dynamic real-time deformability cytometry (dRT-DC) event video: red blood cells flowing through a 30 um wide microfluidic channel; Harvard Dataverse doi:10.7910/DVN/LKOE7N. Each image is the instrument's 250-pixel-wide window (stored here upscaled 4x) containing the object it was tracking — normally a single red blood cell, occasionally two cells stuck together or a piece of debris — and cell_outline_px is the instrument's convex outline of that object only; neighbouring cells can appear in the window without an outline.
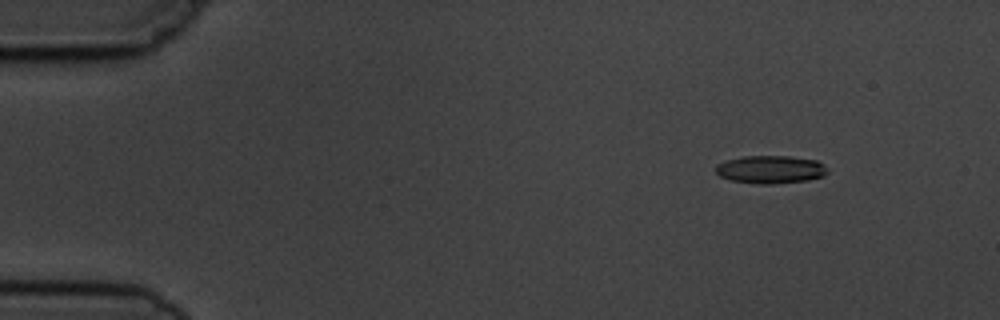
{"species": "common noctule bat (a hibernating species)", "species_latin": "Nyctalus noctula", "temperature_condition": "cold", "stored_images_in_passage": 6, "camera_frame_rate_fps": 3000, "um_per_image_px": 0.085, "animal": {"sex": "male", "body_mass_g": 19.5, "forearm_length_mm": 54.6}, "frame": {"image": 1, "passage_image": 2, "time_ms": 1.333, "image_size_px": [1000, 320], "cell_outline_px": [[828, 172], [824, 176], [808, 180], [772, 184], [760, 184], [732, 180], [720, 176], [716, 172], [716, 164], [728, 160], [744, 156], [788, 156], [816, 160], [824, 164]], "centroid_in_image_um": [65.52, 14.4], "position_along_channel_um": 19.5, "area_um2": 18.09}}
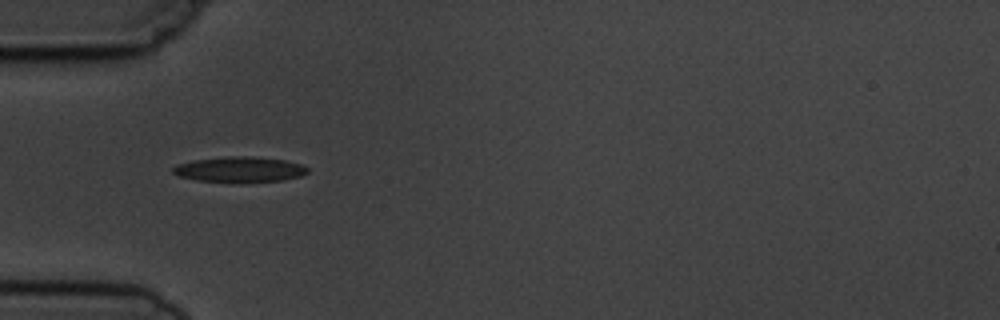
{"frame": {"image": 2, "passage_image": 5, "time_ms": 5.0, "image_size_px": [1000, 320], "cell_outline_px": [[308, 172], [300, 176], [284, 180], [232, 184], [196, 180], [176, 176], [172, 172], [172, 168], [176, 164], [196, 160], [224, 156], [256, 156], [284, 160], [300, 164], [308, 168]], "centroid_in_image_um": [20.33, 14.43], "position_along_channel_um": 64.7, "area_um2": 20.58}}
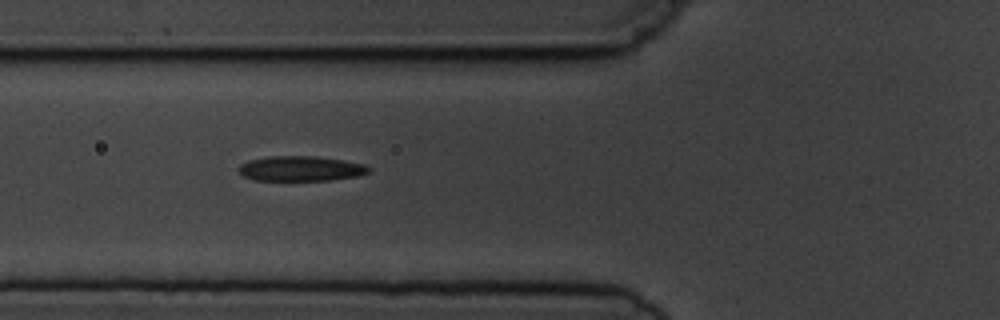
{"frame": {"image": 3, "passage_image": 6, "time_ms": 6.0, "image_size_px": [1000, 320], "cell_outline_px": [[372, 168], [368, 172], [356, 176], [332, 180], [252, 180], [244, 176], [240, 172], [240, 164], [248, 160], [268, 156], [316, 156], [364, 164]], "centroid_in_image_um": [25.55, 14.33], "position_along_channel_um": 100.3, "area_um2": 18.84}}